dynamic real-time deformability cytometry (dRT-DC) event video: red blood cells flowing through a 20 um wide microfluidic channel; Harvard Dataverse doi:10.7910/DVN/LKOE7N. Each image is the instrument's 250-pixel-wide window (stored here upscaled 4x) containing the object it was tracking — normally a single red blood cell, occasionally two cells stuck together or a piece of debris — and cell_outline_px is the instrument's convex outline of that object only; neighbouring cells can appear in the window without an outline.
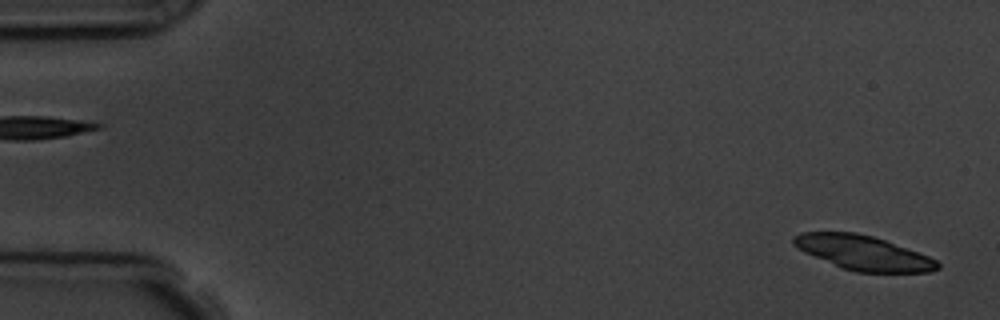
{"species": "common noctule bat (a hibernating species)", "species_latin": "Nyctalus noctula", "temperature_condition": "room temperature", "stored_images_in_passage": 6, "segment_of_instrument_passage": [2, 2], "camera_frame_rate_fps": 3000, "um_per_image_px": 0.085, "animal": {"sex": "male", "body_mass_g": 19.5, "forearm_length_mm": 54.6}, "frame": {"image": 1, "passage_image": 6, "time_ms": 6.0, "image_size_px": [1000, 320], "cell_outline_px": [[940, 268], [932, 272], [856, 272], [840, 268], [804, 252], [796, 248], [792, 244], [792, 236], [800, 232], [856, 232], [872, 236], [884, 240], [928, 256], [936, 260], [940, 264]], "centroid_in_image_um": [73.32, 21.49], "position_along_channel_um": 11.7, "area_um2": 28.96}}